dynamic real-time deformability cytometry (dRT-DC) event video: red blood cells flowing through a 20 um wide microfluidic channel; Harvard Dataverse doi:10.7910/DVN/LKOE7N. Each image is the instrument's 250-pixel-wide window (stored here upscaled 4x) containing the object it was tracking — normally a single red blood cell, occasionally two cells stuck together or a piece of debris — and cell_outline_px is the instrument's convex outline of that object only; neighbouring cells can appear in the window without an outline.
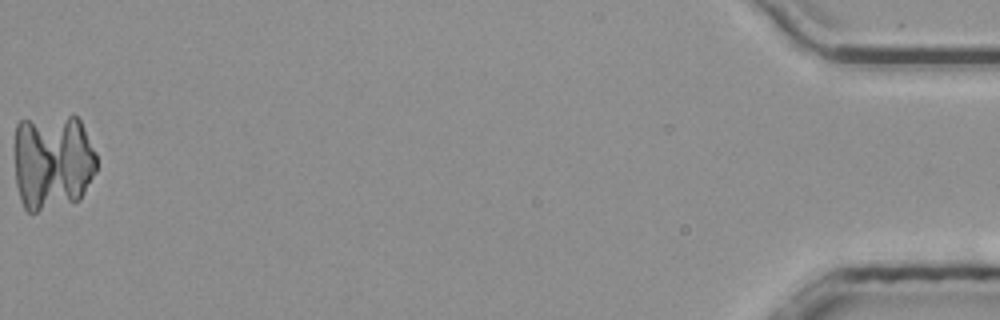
{"species": "common noctule bat (a hibernating species)", "species_latin": "Nyctalus noctula", "temperature_condition": "room temperature", "stored_images_in_passage": 40, "camera_frame_rate_fps": 3000, "um_per_image_px": 0.085, "animal": {"sex": "male", "body_mass_g": 20.4}, "frame": {"image": 1, "passage_image": 40, "time_ms": 13.0, "image_size_px": [1000, 320], "cell_outline_px": [[96, 172], [80, 200], [36, 212], [28, 212], [24, 208], [20, 200], [16, 184], [16, 124], [20, 120], [68, 116], [76, 116], [80, 120], [96, 152]], "centroid_in_image_um": [4.49, 13.77], "position_along_channel_um": 430.7, "area_um2": 46.47}}